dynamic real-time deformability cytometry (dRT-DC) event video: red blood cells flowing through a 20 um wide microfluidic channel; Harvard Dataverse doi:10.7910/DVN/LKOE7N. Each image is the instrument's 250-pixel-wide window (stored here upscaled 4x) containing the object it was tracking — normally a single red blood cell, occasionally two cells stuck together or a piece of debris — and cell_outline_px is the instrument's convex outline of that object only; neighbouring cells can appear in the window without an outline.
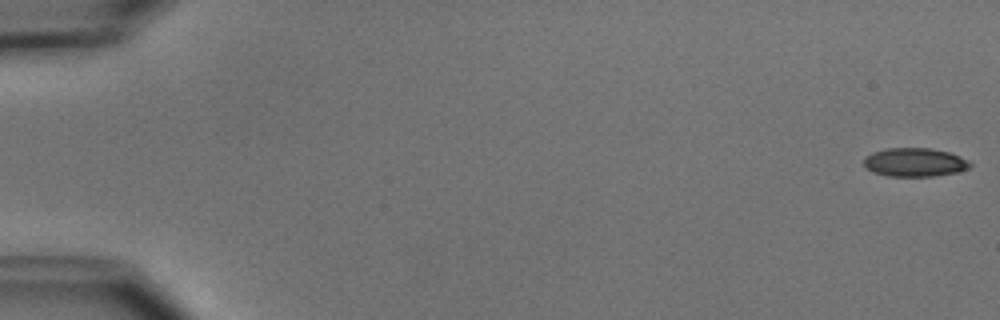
{"species": "common noctule bat (a hibernating species)", "species_latin": "Nyctalus noctula", "temperature_condition": "cold", "stored_images_in_passage": 6, "camera_frame_rate_fps": 3000, "um_per_image_px": 0.085, "animal": {"sex": "male", "body_mass_g": 15.6}, "frame": {"image": 1, "passage_image": 1, "time_ms": 0.0, "image_size_px": [1000, 320], "cell_outline_px": [[972, 164], [968, 168], [956, 172], [932, 176], [888, 176], [872, 172], [864, 164], [864, 156], [872, 152], [888, 148], [932, 148], [948, 152], [968, 160]], "centroid_in_image_um": [77.72, 13.79], "position_along_channel_um": 7.3, "area_um2": 17.63}}
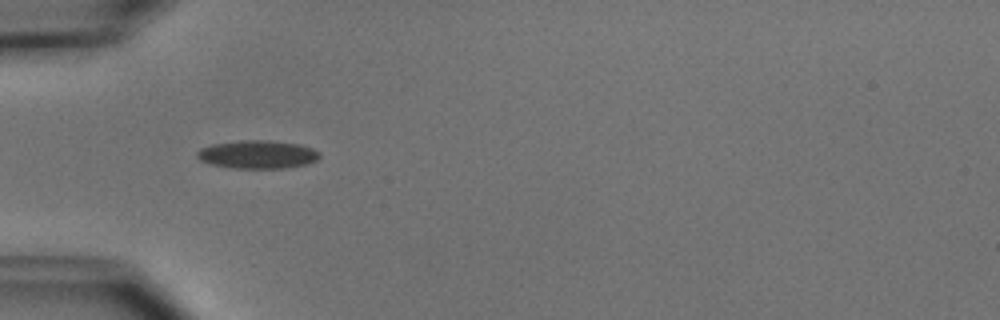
{"frame": {"image": 2, "passage_image": 5, "time_ms": 5.333, "image_size_px": [1000, 320], "cell_outline_px": [[320, 156], [316, 160], [308, 164], [288, 168], [232, 168], [212, 164], [200, 160], [196, 156], [196, 152], [200, 148], [212, 144], [240, 140], [268, 140], [296, 144], [312, 148], [320, 152]], "centroid_in_image_um": [21.88, 13.13], "position_along_channel_um": 63.1, "area_um2": 20.17}}